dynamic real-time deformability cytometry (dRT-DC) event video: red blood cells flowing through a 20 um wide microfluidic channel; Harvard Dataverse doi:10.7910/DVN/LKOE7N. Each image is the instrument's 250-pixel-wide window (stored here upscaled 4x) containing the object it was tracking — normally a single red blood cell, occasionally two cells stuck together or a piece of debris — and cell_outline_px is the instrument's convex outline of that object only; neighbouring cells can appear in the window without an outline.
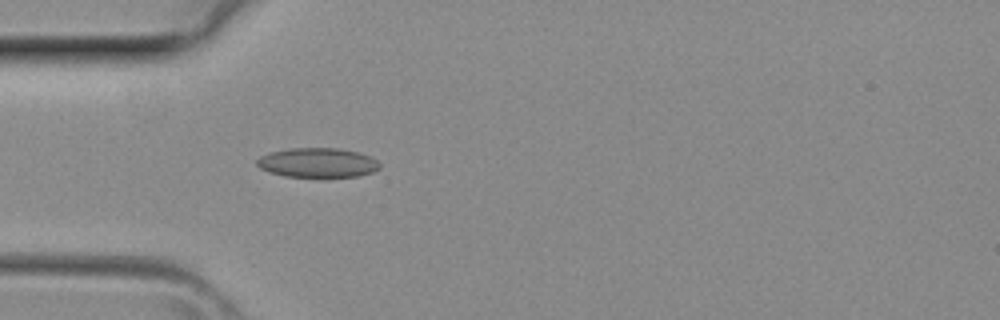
{"species": "common noctule bat (a hibernating species)", "species_latin": "Nyctalus noctula", "temperature_condition": "room temperature", "stored_images_in_passage": 34, "camera_frame_rate_fps": 3000, "um_per_image_px": 0.085, "animal": {"sex": "female", "body_mass_g": 29.2, "forearm_length_mm": 56.3}, "frame": {"image": 1, "passage_image": 6, "time_ms": 1.667, "image_size_px": [1000, 320], "cell_outline_px": [[380, 168], [372, 172], [356, 176], [284, 176], [268, 172], [260, 168], [256, 164], [256, 160], [260, 156], [268, 152], [288, 148], [336, 148], [360, 152], [376, 160], [380, 164]], "centroid_in_image_um": [26.95, 13.81], "position_along_channel_um": 58.0, "area_um2": 21.04}}
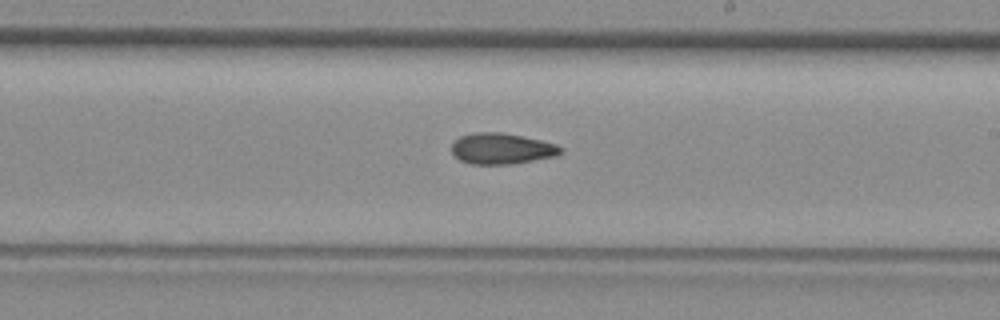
{"frame": {"image": 2, "passage_image": 17, "time_ms": 5.333, "image_size_px": [1000, 320], "cell_outline_px": [[564, 148], [556, 156], [512, 164], [472, 164], [460, 160], [452, 152], [452, 144], [460, 136], [476, 132], [500, 132], [540, 140], [556, 144]], "centroid_in_image_um": [42.64, 12.63], "position_along_channel_um": 246.4, "area_um2": 19.48}}
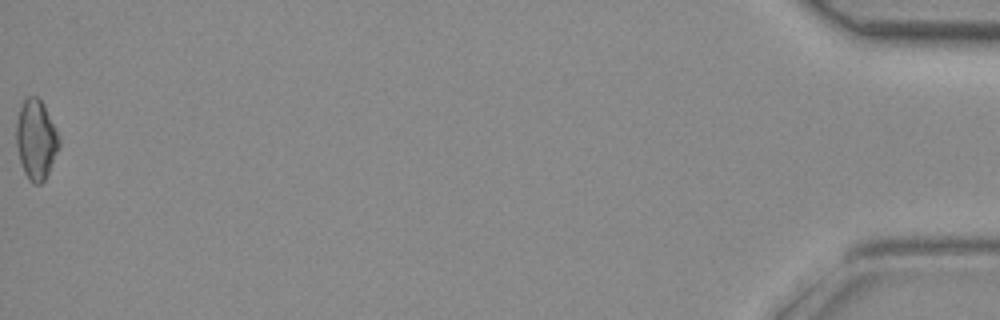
{"frame": {"image": 3, "passage_image": 34, "time_ms": 11.0, "image_size_px": [1000, 320], "cell_outline_px": [[60, 144], [48, 172], [44, 180], [40, 184], [32, 184], [28, 180], [24, 172], [20, 160], [16, 144], [16, 124], [20, 108], [24, 100], [28, 96], [36, 96], [44, 104], [56, 128], [60, 140]], "centroid_in_image_um": [3.06, 11.86], "position_along_channel_um": 432.1, "area_um2": 19.77}}